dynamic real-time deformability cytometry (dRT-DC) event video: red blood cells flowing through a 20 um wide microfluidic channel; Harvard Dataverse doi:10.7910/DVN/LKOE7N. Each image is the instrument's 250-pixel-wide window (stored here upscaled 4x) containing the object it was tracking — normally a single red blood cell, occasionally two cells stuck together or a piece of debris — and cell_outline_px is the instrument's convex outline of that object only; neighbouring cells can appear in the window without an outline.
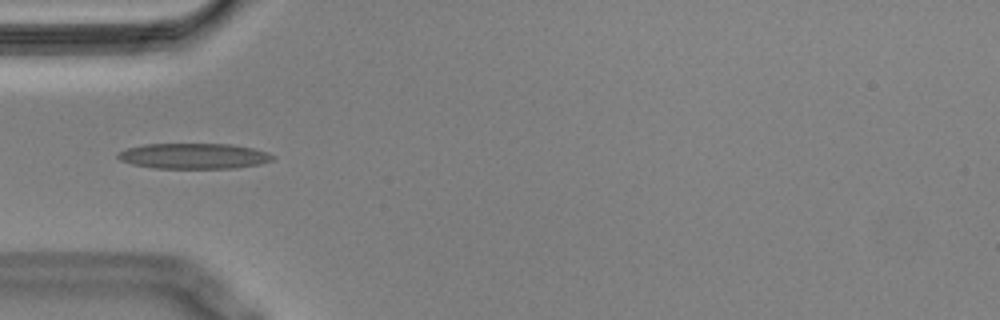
{"species": "Egyptian fruit bat (a non-hibernating species)", "species_latin": "Rousettus aegyptiacus", "temperature_condition": "cold", "stored_images_in_passage": 48, "camera_frame_rate_fps": 3000, "um_per_image_px": 0.085, "animal": {"sex": "male"}, "frame": {"image": 1, "passage_image": 15, "time_ms": 4.667, "image_size_px": [1000, 320], "cell_outline_px": [[276, 160], [260, 164], [236, 168], [152, 168], [132, 164], [120, 160], [116, 156], [116, 152], [128, 148], [144, 144], [232, 144], [252, 148], [268, 152], [276, 156]], "centroid_in_image_um": [16.5, 13.26], "position_along_channel_um": 68.5, "area_um2": 23.29}}
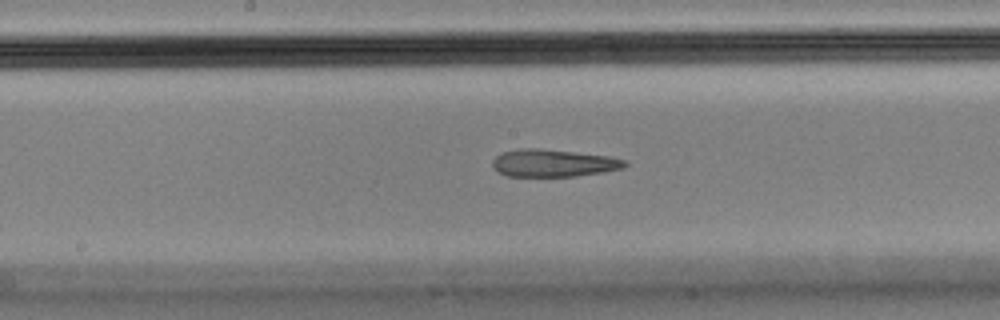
{"frame": {"image": 2, "passage_image": 26, "time_ms": 8.333, "image_size_px": [1000, 320], "cell_outline_px": [[628, 164], [624, 168], [604, 172], [576, 176], [508, 176], [492, 168], [492, 160], [496, 156], [504, 152], [520, 148], [536, 148], [608, 156], [628, 160]], "centroid_in_image_um": [47.06, 13.86], "position_along_channel_um": 201.1, "area_um2": 21.1}}
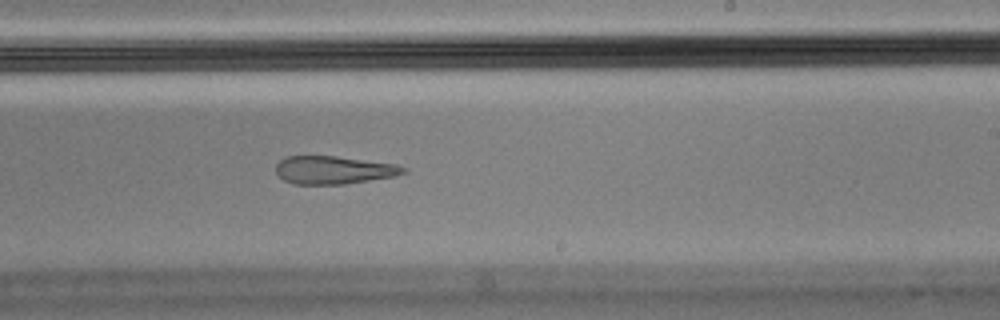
{"frame": {"image": 3, "passage_image": 31, "time_ms": 10.0, "image_size_px": [1000, 320], "cell_outline_px": [[408, 172], [396, 176], [344, 184], [292, 184], [284, 180], [276, 172], [276, 164], [284, 156], [336, 156], [396, 164], [408, 168]], "centroid_in_image_um": [28.38, 14.45], "position_along_channel_um": 260.6, "area_um2": 20.92}, "authors_computed_cell_mechanics": {"area_um2": 22.3108, "velocity_mm_per_s": 3.5948, "shape_relaxation_time_tau1_ms": null, "shape_relaxation_time_tau2_ms": 4.9655, "deformation_change_tau1": null, "deformation_change_tau2": 0.1758}}